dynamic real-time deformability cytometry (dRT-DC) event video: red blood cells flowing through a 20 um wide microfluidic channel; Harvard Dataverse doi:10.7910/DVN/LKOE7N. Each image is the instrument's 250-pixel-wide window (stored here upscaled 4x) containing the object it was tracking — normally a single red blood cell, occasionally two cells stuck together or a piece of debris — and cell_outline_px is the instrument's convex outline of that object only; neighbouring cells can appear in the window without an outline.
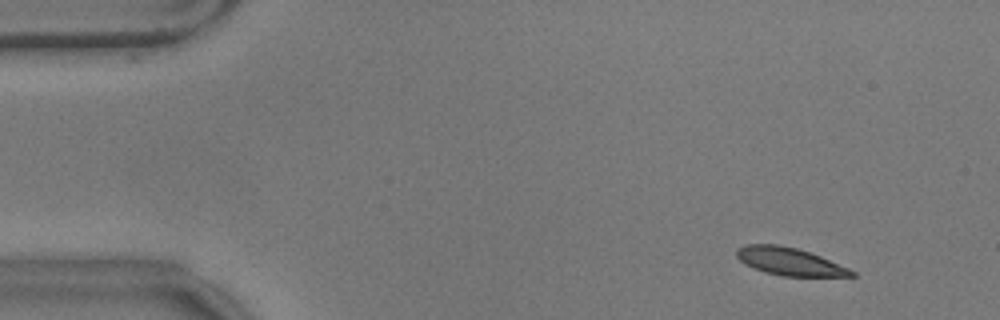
{"species": "common noctule bat (a hibernating species)", "species_latin": "Nyctalus noctula", "temperature_condition": "warm", "stored_images_in_passage": 57, "camera_frame_rate_fps": 3000, "um_per_image_px": 0.085, "animal": {"sex": "male", "body_mass_g": 17.9}, "frame": {"image": 1, "passage_image": 5, "time_ms": 1.333, "image_size_px": [1000, 320], "cell_outline_px": [[856, 276], [784, 276], [764, 272], [744, 264], [736, 256], [736, 248], [748, 244], [780, 244], [796, 248], [820, 256], [848, 268], [856, 272]], "centroid_in_image_um": [67.07, 22.22], "position_along_channel_um": 17.9, "area_um2": 18.44}}
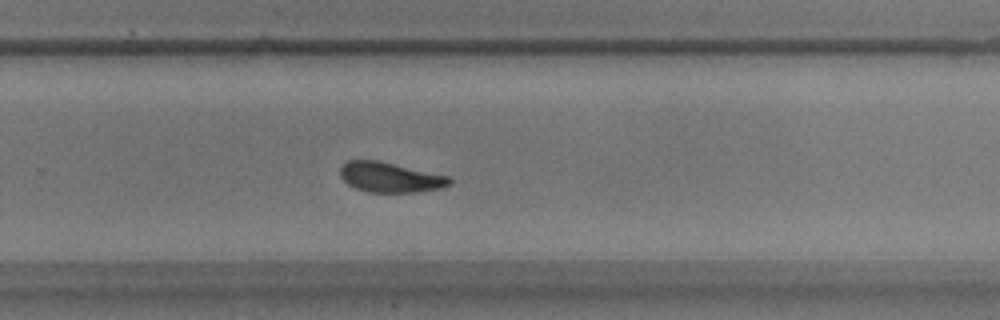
{"frame": {"image": 2, "passage_image": 37, "time_ms": 12.0, "image_size_px": [1000, 320], "cell_outline_px": [[452, 184], [440, 188], [416, 192], [368, 192], [356, 188], [348, 184], [340, 176], [340, 168], [348, 160], [376, 160], [448, 176], [452, 180]], "centroid_in_image_um": [33.15, 15.07], "position_along_channel_um": 296.6, "area_um2": 18.9}}
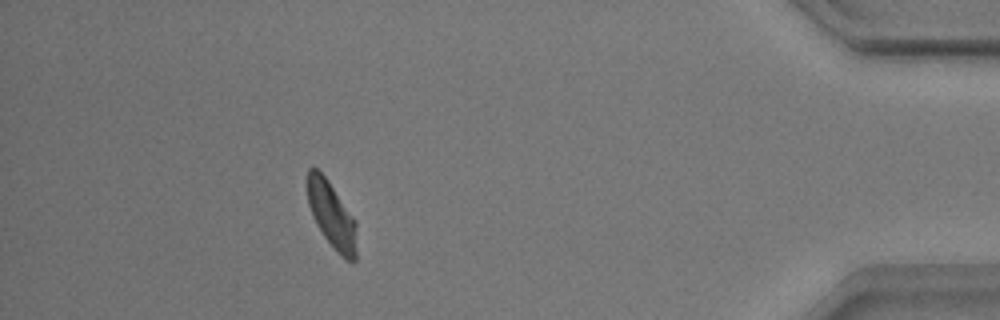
{"frame": {"image": 3, "passage_image": 51, "time_ms": 16.667, "image_size_px": [1000, 320], "cell_outline_px": [[356, 260], [352, 264], [344, 260], [336, 252], [324, 236], [316, 224], [312, 216], [308, 204], [308, 168], [316, 168], [328, 180], [356, 220]], "centroid_in_image_um": [28.22, 18.35], "position_along_channel_um": 407.0, "area_um2": 19.13}, "authors_computed_cell_mechanics": {"area_um2": 19.5942, "velocity_mm_per_s": 3.4982, "shape_relaxation_time_tau1_ms": 5.3203, "shape_relaxation_time_tau2_ms": 2.3765, "deformation_change_tau1": 0.1549, "deformation_change_tau2": 0.0744}}